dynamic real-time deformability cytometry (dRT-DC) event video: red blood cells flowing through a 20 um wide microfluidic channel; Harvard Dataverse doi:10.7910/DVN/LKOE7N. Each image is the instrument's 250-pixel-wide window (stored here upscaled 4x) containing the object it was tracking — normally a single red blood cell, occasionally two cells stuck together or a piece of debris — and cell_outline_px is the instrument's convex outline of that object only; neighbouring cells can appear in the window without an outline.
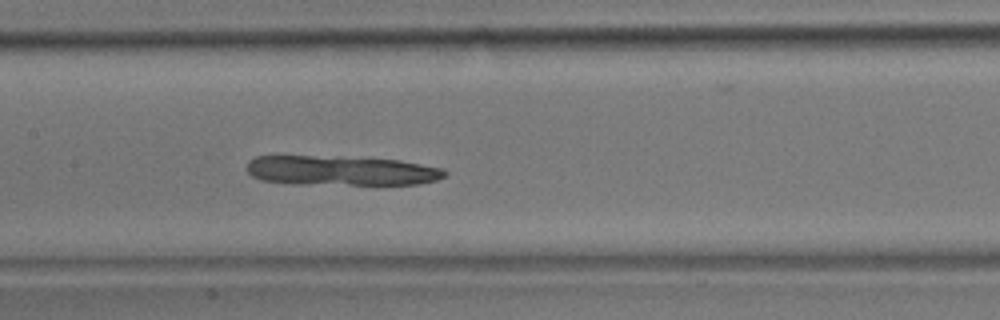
{"species": "common noctule bat (a hibernating species)", "species_latin": "Nyctalus noctula", "temperature_condition": "room temperature", "stored_images_in_passage": 46, "camera_frame_rate_fps": 3000, "um_per_image_px": 0.085, "animal": {"sex": "male", "body_mass_g": 17.9}, "frame": {"image": 1, "passage_image": 24, "time_ms": 7.667, "image_size_px": [1000, 320], "cell_outline_px": [[448, 172], [444, 176], [436, 180], [416, 184], [292, 184], [260, 180], [252, 176], [244, 168], [248, 160], [256, 156], [340, 156], [400, 160], [444, 168]], "centroid_in_image_um": [28.95, 14.49], "position_along_channel_um": 178.5, "area_um2": 34.68}}